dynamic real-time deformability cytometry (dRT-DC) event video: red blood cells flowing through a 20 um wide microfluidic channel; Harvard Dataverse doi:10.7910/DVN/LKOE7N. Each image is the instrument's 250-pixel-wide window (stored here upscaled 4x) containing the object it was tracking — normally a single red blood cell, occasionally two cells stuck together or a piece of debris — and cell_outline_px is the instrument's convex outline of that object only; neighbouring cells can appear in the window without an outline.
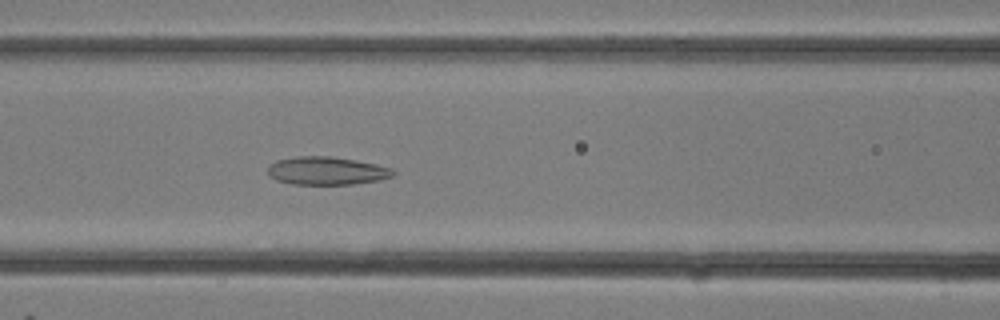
{"species": "common noctule bat (a hibernating species)", "species_latin": "Nyctalus noctula", "temperature_condition": "room temperature", "stored_images_in_passage": 19, "camera_frame_rate_fps": 3000, "um_per_image_px": 0.085, "animal": {"sex": "female"}, "frame": {"image": 1, "passage_image": 6, "time_ms": 1.667, "image_size_px": [1000, 320], "cell_outline_px": [[396, 172], [392, 176], [380, 180], [352, 184], [292, 184], [276, 180], [268, 176], [268, 168], [276, 160], [296, 156], [332, 156], [356, 160], [376, 164], [392, 168]], "centroid_in_image_um": [27.77, 14.51], "position_along_channel_um": 138.8, "area_um2": 20.58}}
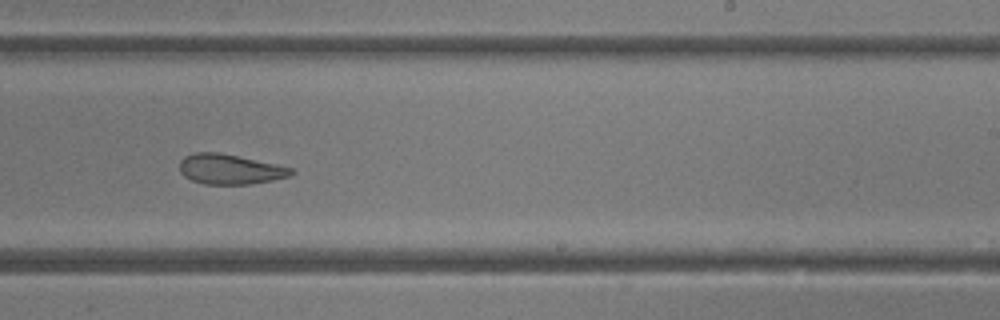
{"frame": {"image": 2, "passage_image": 12, "time_ms": 3.667, "image_size_px": [1000, 320], "cell_outline_px": [[296, 172], [292, 176], [272, 180], [248, 184], [204, 184], [192, 180], [184, 176], [180, 172], [180, 160], [184, 156], [192, 152], [220, 152], [292, 168]], "centroid_in_image_um": [19.53, 14.38], "position_along_channel_um": 269.5, "area_um2": 19.54}}
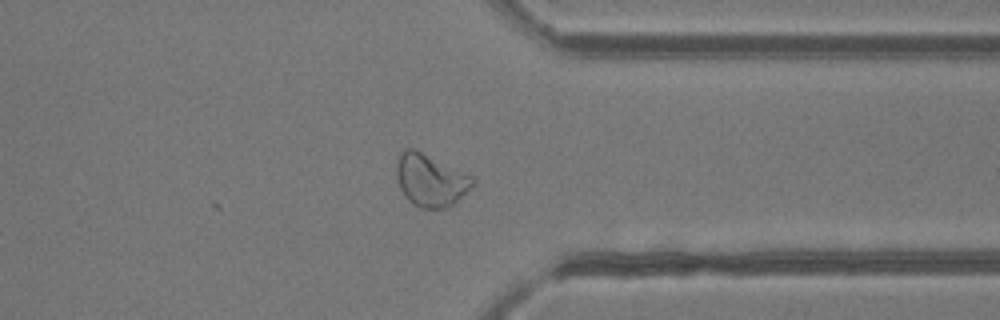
{"frame": {"image": 3, "passage_image": 17, "time_ms": 5.333, "image_size_px": [1000, 320], "cell_outline_px": [[476, 180], [448, 208], [420, 208], [408, 200], [400, 188], [396, 176], [396, 164], [400, 152], [404, 148], [412, 148], [472, 176]], "centroid_in_image_um": [36.53, 15.31], "position_along_channel_um": 374.9, "area_um2": 22.66}}